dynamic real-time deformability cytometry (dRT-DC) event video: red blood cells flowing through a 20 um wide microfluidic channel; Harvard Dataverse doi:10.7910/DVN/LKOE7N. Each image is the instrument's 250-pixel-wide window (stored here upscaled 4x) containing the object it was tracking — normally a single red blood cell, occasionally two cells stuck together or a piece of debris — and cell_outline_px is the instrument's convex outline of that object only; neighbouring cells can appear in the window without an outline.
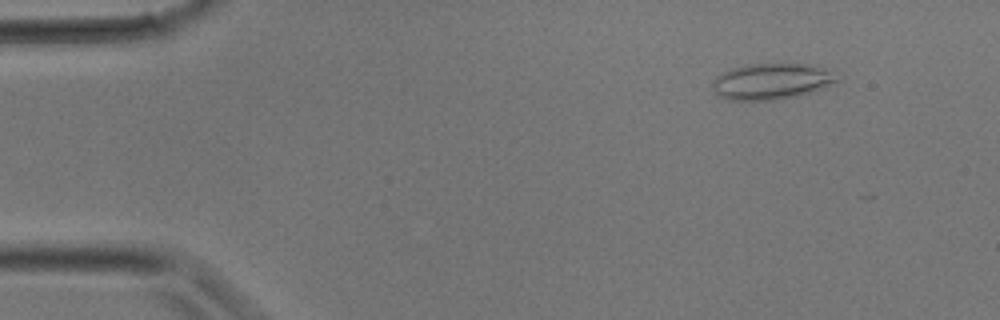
{"species": "common noctule bat (a hibernating species)", "species_latin": "Nyctalus noctula", "temperature_condition": "room temperature", "stored_images_in_passage": 9, "camera_frame_rate_fps": 3000, "um_per_image_px": 0.085, "animal": {"sex": "male", "body_mass_g": 17.9}, "frame": {"image": 1, "passage_image": 4, "time_ms": 1.0, "image_size_px": [1000, 320], "cell_outline_px": [[840, 80], [824, 88], [812, 92], [796, 96], [776, 100], [728, 100], [720, 96], [712, 88], [712, 80], [716, 76], [732, 68], [744, 64], [808, 64], [824, 68]], "centroid_in_image_um": [65.55, 6.92], "position_along_channel_um": 19.5, "area_um2": 26.13}}